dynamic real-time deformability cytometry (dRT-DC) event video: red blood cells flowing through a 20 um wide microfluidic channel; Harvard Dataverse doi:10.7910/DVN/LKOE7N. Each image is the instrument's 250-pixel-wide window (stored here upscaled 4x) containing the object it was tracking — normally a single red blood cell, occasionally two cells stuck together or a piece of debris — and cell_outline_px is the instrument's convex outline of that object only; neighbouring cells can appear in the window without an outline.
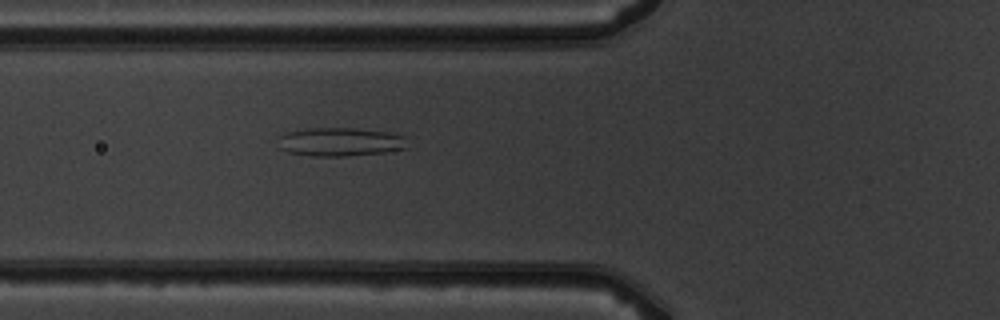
{"species": "common noctule bat (a hibernating species)", "species_latin": "Nyctalus noctula", "temperature_condition": "warm", "stored_images_in_passage": 6, "camera_frame_rate_fps": 3000, "um_per_image_px": 0.085, "animal": {"sex": "male", "body_mass_g": 19.5, "forearm_length_mm": 54.6}, "frame": {"image": 1, "passage_image": 6, "time_ms": 6.0, "image_size_px": [1000, 320], "cell_outline_px": [[408, 148], [384, 152], [348, 156], [312, 156], [288, 152], [280, 148], [280, 136], [284, 132], [308, 128], [352, 128], [384, 132], [404, 136]], "centroid_in_image_um": [28.9, 12.06], "position_along_channel_um": 96.9, "area_um2": 21.39}}